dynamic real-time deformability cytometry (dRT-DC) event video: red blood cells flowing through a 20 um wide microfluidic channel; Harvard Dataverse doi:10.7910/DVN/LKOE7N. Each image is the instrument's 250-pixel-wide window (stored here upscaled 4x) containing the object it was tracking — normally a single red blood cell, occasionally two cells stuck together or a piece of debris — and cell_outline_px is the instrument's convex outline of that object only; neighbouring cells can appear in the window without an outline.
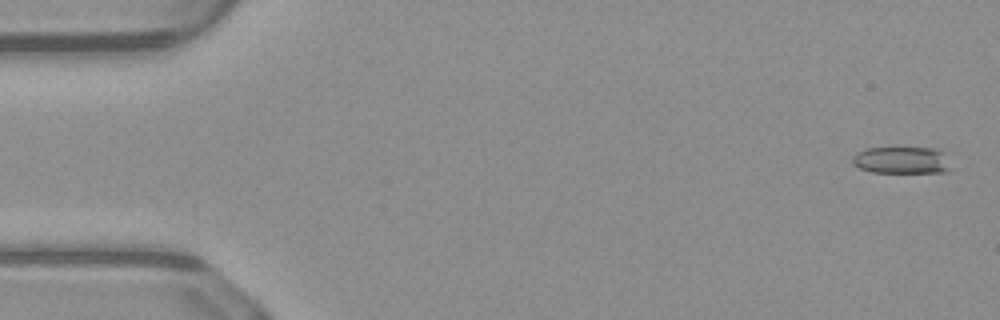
{"species": "common noctule bat (a hibernating species)", "species_latin": "Nyctalus noctula", "temperature_condition": "warm", "stored_images_in_passage": 44, "camera_frame_rate_fps": 3000, "um_per_image_px": 0.085, "animal": {"sex": "male", "body_mass_g": 23.1, "forearm_length_mm": 52.7}, "frame": {"image": 1, "passage_image": 2, "time_ms": 0.333, "image_size_px": [1000, 320], "cell_outline_px": [[952, 168], [948, 172], [872, 172], [860, 168], [852, 164], [852, 156], [856, 152], [864, 148], [892, 144], [940, 148], [944, 152]], "centroid_in_image_um": [76.64, 13.53], "position_along_channel_um": 8.4, "area_um2": 16.82}}
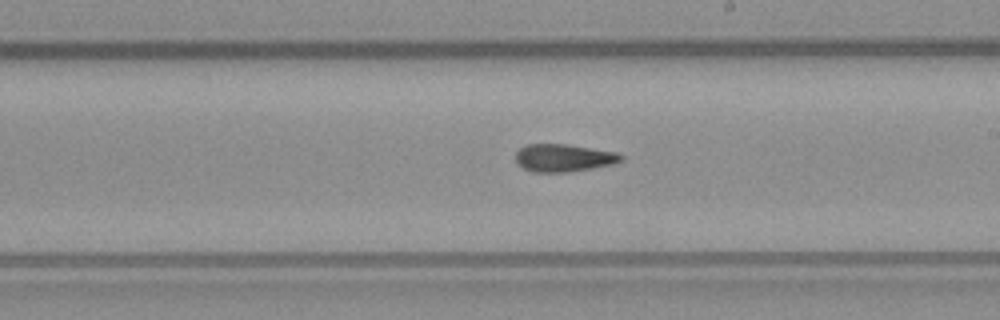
{"frame": {"image": 2, "passage_image": 29, "time_ms": 9.333, "image_size_px": [1000, 320], "cell_outline_px": [[624, 160], [612, 164], [592, 168], [568, 172], [532, 172], [516, 164], [516, 152], [520, 148], [528, 144], [564, 144], [616, 152], [624, 156]], "centroid_in_image_um": [47.89, 13.42], "position_along_channel_um": 241.1, "area_um2": 16.94}}
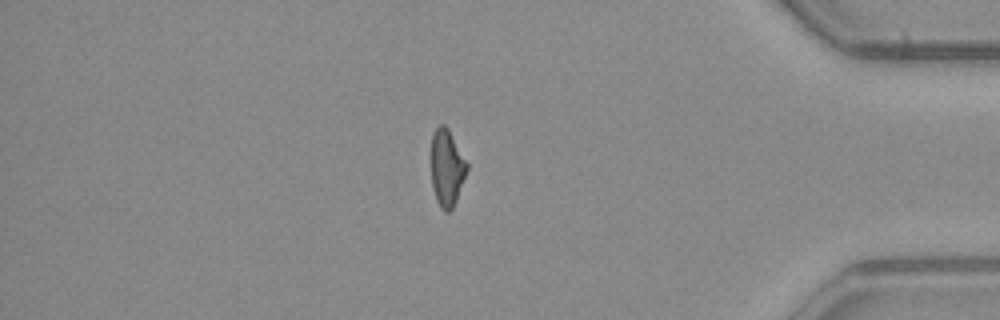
{"frame": {"image": 3, "passage_image": 43, "time_ms": 14.0, "image_size_px": [1000, 320], "cell_outline_px": [[468, 168], [456, 200], [452, 208], [448, 212], [444, 212], [440, 208], [436, 200], [432, 188], [432, 132], [440, 124], [444, 124], [448, 128], [468, 164]], "centroid_in_image_um": [37.97, 14.27], "position_along_channel_um": 397.2, "area_um2": 15.9}}